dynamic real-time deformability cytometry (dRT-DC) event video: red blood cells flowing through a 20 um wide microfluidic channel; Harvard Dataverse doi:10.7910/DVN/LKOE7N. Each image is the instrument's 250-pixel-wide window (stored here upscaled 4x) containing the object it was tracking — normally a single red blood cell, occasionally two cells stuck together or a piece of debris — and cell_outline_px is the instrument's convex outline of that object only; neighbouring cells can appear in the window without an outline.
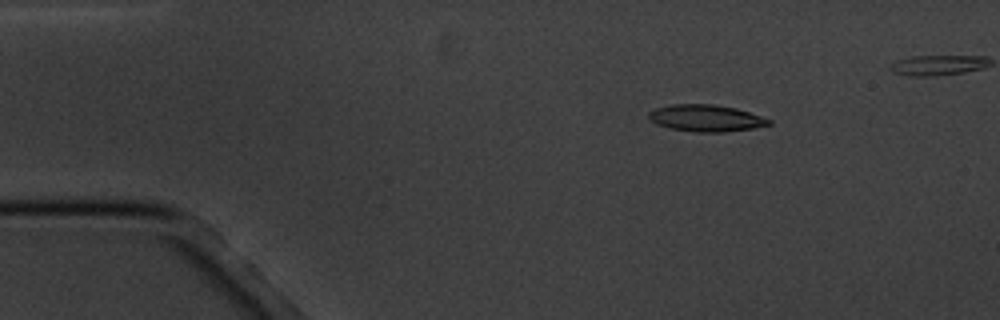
{"species": "common noctule bat (a hibernating species)", "species_latin": "Nyctalus noctula", "temperature_condition": "cold", "stored_images_in_passage": 4, "segment_of_instrument_passage": [1, 2], "camera_frame_rate_fps": 3000, "um_per_image_px": 0.085, "animal": {"sex": "male", "body_mass_g": 20.1, "forearm_length_mm": 53.5}, "frame": {"image": 1, "passage_image": 1, "time_ms": 0.0, "image_size_px": [1000, 320], "cell_outline_px": [[772, 124], [752, 128], [724, 132], [696, 132], [672, 128], [656, 124], [648, 116], [648, 112], [656, 108], [672, 104], [712, 104], [736, 108], [772, 120]], "centroid_in_image_um": [60.01, 10.03], "position_along_channel_um": 25.0, "area_um2": 18.55}}